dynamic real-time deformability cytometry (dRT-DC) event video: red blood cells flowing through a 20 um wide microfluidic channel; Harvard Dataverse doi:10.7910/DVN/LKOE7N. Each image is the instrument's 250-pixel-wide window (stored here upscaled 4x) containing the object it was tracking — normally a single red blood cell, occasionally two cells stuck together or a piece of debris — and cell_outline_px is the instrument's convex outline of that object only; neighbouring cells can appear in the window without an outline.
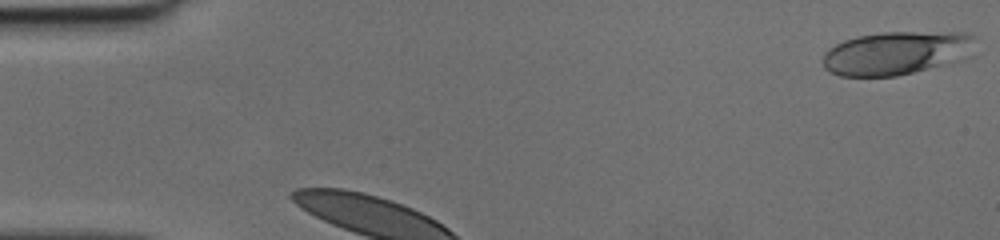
{"species": "human", "species_latin": "Homo sapiens", "temperature_condition": "cold", "stored_images_in_passage": 25, "camera_frame_rate_fps": 3000, "um_per_image_px": 0.085, "donor": {"sex": "female"}, "frame": {"image": 1, "passage_image": 1, "time_ms": 0.0, "image_size_px": [1000, 240], "cell_outline_px": [[976, 36], [964, 56], [960, 60], [896, 76], [840, 76], [824, 68], [824, 52], [836, 44], [844, 40], [856, 36], [880, 32], [968, 32]], "centroid_in_image_um": [76.14, 4.49], "position_along_channel_um": 8.9, "area_um2": 38.09}}
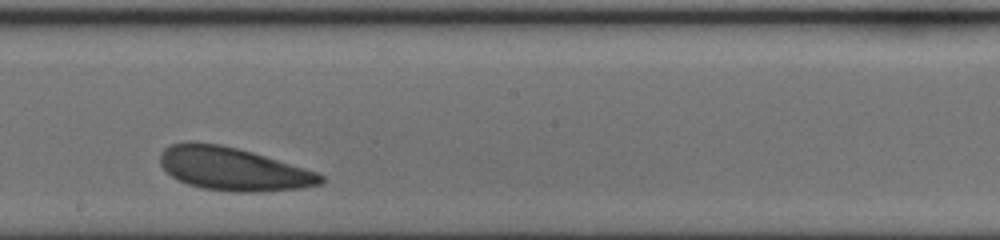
{"frame": {"image": 2, "passage_image": 15, "time_ms": 4.667, "image_size_px": [1000, 240], "cell_outline_px": [[324, 180], [320, 184], [300, 188], [252, 192], [236, 192], [204, 188], [188, 184], [172, 176], [160, 164], [160, 152], [164, 148], [172, 144], [220, 144], [252, 152], [304, 168], [316, 172], [324, 176]], "centroid_in_image_um": [19.83, 14.38], "position_along_channel_um": 228.4, "area_um2": 39.36}}
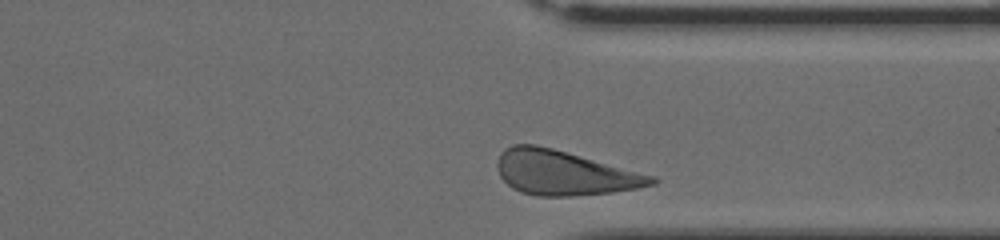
{"frame": {"image": 3, "passage_image": 25, "time_ms": 8.0, "image_size_px": [1000, 240], "cell_outline_px": [[660, 180], [656, 184], [640, 188], [612, 192], [572, 196], [540, 196], [520, 192], [512, 188], [500, 176], [496, 168], [496, 164], [500, 152], [504, 148], [512, 144], [536, 144], [552, 148], [656, 176]], "centroid_in_image_um": [47.95, 14.69], "position_along_channel_um": 363.4, "area_um2": 40.29}}